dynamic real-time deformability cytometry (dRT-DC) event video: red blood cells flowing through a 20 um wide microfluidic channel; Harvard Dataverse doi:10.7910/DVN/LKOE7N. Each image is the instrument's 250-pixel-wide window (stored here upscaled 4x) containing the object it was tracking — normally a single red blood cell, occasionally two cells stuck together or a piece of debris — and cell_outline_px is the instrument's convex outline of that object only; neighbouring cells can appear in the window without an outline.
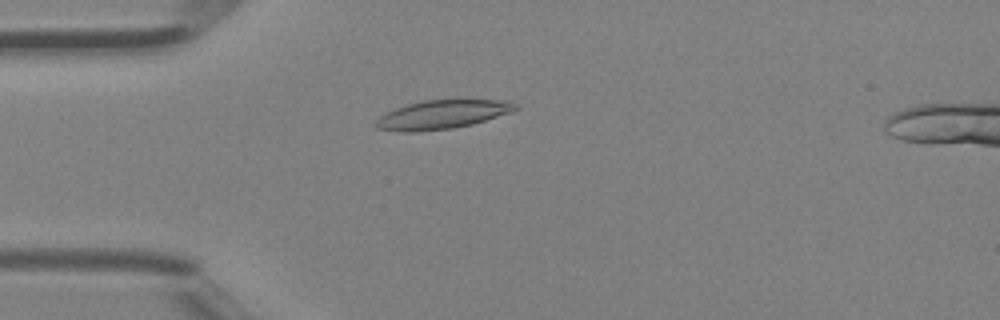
{"species": "Egyptian fruit bat (a non-hibernating species)", "species_latin": "Rousettus aegyptiacus", "temperature_condition": "room temperature", "stored_images_in_passage": 3, "camera_frame_rate_fps": 3000, "um_per_image_px": 0.085, "animal": {"sex": "female"}, "frame": {"image": 1, "passage_image": 2, "time_ms": 0.333, "image_size_px": [1000, 320], "cell_outline_px": [[520, 108], [512, 112], [472, 124], [452, 128], [416, 132], [400, 132], [376, 128], [376, 120], [380, 116], [396, 108], [408, 104], [424, 100], [508, 100], [520, 104]], "centroid_in_image_um": [37.64, 9.73], "position_along_channel_um": 47.4, "area_um2": 23.41}}